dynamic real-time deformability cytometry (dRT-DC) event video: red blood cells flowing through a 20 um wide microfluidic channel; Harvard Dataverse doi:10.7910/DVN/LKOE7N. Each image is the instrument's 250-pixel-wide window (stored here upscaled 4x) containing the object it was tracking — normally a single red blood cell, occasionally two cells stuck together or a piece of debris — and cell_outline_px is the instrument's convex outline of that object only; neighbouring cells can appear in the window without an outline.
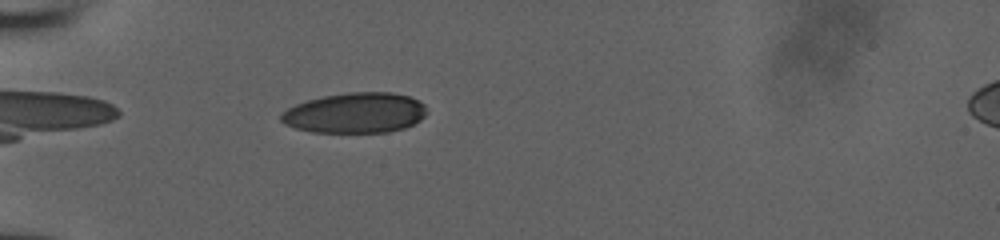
{"species": "human", "species_latin": "Homo sapiens", "temperature_condition": "room temperature", "stored_images_in_passage": 38, "camera_frame_rate_fps": 3000, "um_per_image_px": 0.085, "donor": {"sex": "male"}, "frame": {"image": 1, "passage_image": 4, "time_ms": 1.0, "image_size_px": [1000, 240], "cell_outline_px": [[424, 116], [420, 120], [404, 128], [388, 132], [312, 132], [296, 128], [284, 124], [280, 120], [280, 112], [296, 104], [308, 100], [324, 96], [348, 92], [392, 92], [408, 96], [420, 100], [424, 104]], "centroid_in_image_um": [30.17, 9.59], "position_along_channel_um": 54.8, "area_um2": 34.22}}
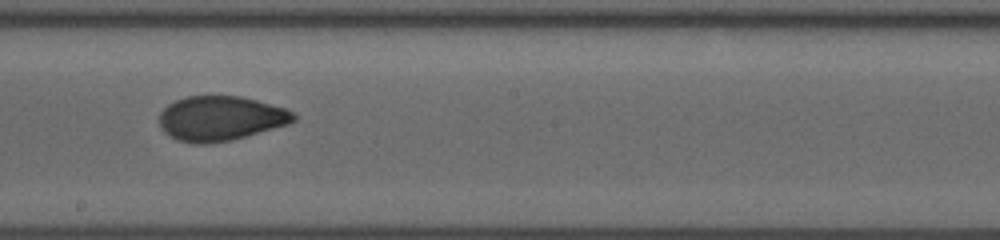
{"frame": {"image": 2, "passage_image": 18, "time_ms": 5.667, "image_size_px": [1000, 240], "cell_outline_px": [[296, 120], [288, 124], [232, 140], [204, 144], [196, 144], [180, 140], [168, 136], [160, 128], [160, 112], [168, 104], [176, 100], [188, 96], [240, 96], [256, 100], [284, 108], [292, 112], [296, 116]], "centroid_in_image_um": [18.72, 10.07], "position_along_channel_um": 229.5, "area_um2": 34.8}}
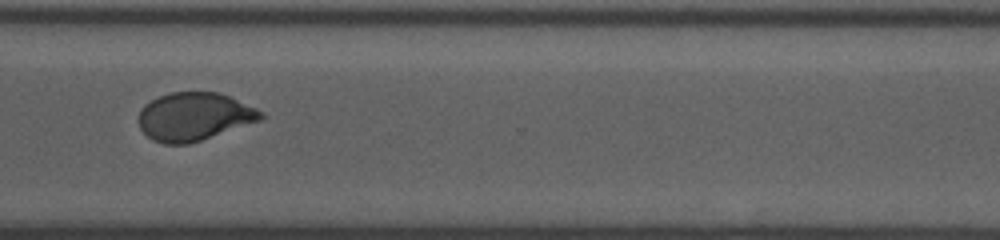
{"frame": {"image": 3, "passage_image": 27, "time_ms": 8.667, "image_size_px": [1000, 240], "cell_outline_px": [[264, 116], [260, 120], [188, 144], [164, 144], [152, 140], [140, 128], [140, 108], [144, 104], [160, 96], [172, 92], [220, 92], [256, 108], [264, 112]], "centroid_in_image_um": [16.5, 9.9], "position_along_channel_um": 354.1, "area_um2": 33.93}}